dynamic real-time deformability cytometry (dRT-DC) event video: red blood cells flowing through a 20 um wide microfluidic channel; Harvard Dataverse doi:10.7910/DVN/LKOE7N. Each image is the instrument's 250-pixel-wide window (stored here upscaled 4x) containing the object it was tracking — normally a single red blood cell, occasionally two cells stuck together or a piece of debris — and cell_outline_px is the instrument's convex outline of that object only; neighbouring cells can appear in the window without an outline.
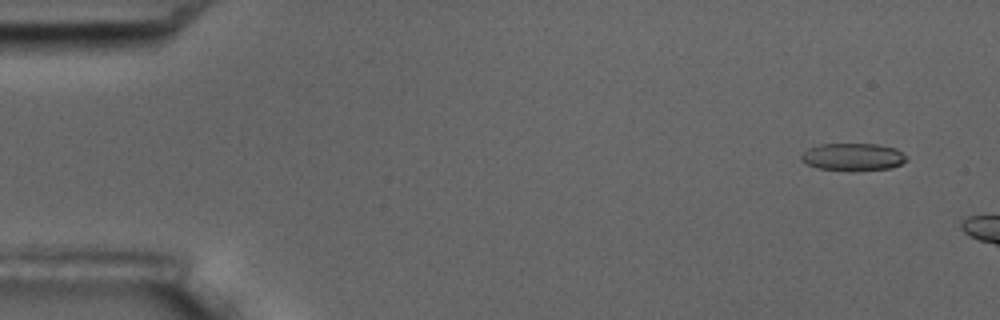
{"species": "common noctule bat (a hibernating species)", "species_latin": "Nyctalus noctula", "temperature_condition": "room temperature", "stored_images_in_passage": 3, "camera_frame_rate_fps": 3000, "um_per_image_px": 0.085, "animal": {"sex": "male", "body_mass_g": 17.5, "forearm_length_mm": 52.3}, "frame": {"image": 1, "passage_image": 2, "time_ms": 1.0, "image_size_px": [1000, 320], "cell_outline_px": [[908, 160], [892, 168], [820, 168], [808, 164], [800, 160], [800, 156], [808, 148], [820, 144], [876, 144], [896, 148]], "centroid_in_image_um": [72.48, 13.29], "position_along_channel_um": 12.5, "area_um2": 15.95}}